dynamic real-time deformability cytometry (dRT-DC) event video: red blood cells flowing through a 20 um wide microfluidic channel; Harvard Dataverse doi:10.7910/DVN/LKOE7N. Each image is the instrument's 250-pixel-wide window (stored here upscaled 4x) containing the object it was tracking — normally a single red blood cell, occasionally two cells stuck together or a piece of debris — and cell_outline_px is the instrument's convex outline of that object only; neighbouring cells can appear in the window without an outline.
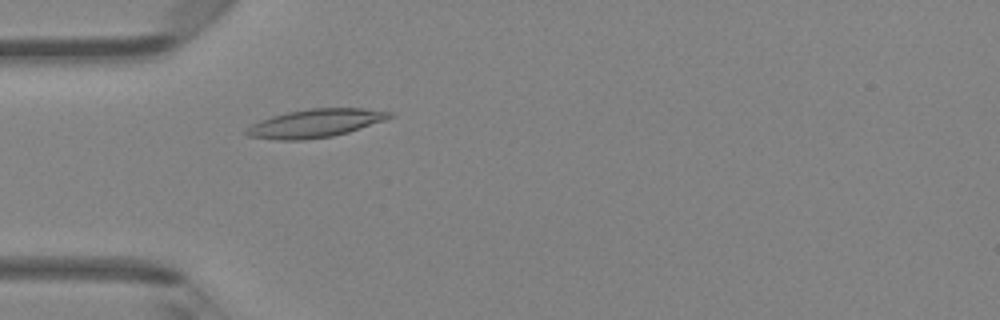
{"species": "Egyptian fruit bat (a non-hibernating species)", "species_latin": "Rousettus aegyptiacus", "temperature_condition": "room temperature", "stored_images_in_passage": 46, "camera_frame_rate_fps": 3000, "um_per_image_px": 0.085, "animal": {"sex": "female"}, "frame": {"image": 1, "passage_image": 13, "time_ms": 4.0, "image_size_px": [1000, 320], "cell_outline_px": [[392, 116], [384, 120], [348, 132], [332, 136], [304, 140], [280, 140], [248, 136], [244, 132], [244, 128], [260, 120], [272, 116], [288, 112], [312, 108], [360, 108], [392, 112]], "centroid_in_image_um": [26.75, 10.48], "position_along_channel_um": 58.3, "area_um2": 23.35}}
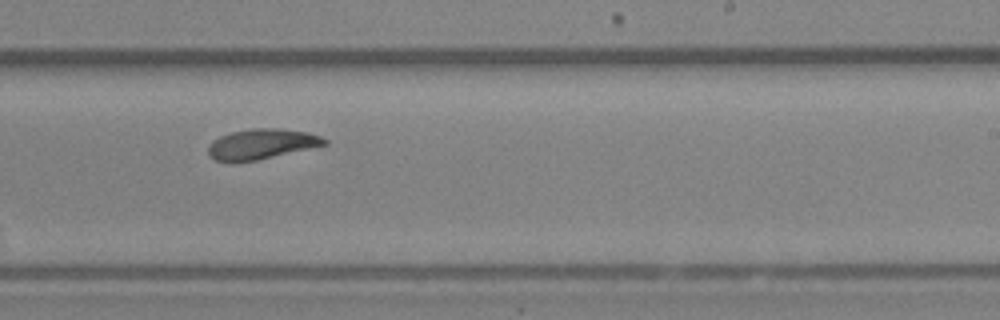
{"frame": {"image": 2, "passage_image": 28, "time_ms": 9.0, "image_size_px": [1000, 320], "cell_outline_px": [[328, 144], [256, 160], [216, 160], [208, 156], [208, 148], [212, 140], [220, 136], [232, 132], [252, 128], [276, 128], [308, 132], [320, 136], [328, 140]], "centroid_in_image_um": [22.25, 12.22], "position_along_channel_um": 266.8, "area_um2": 20.06}}
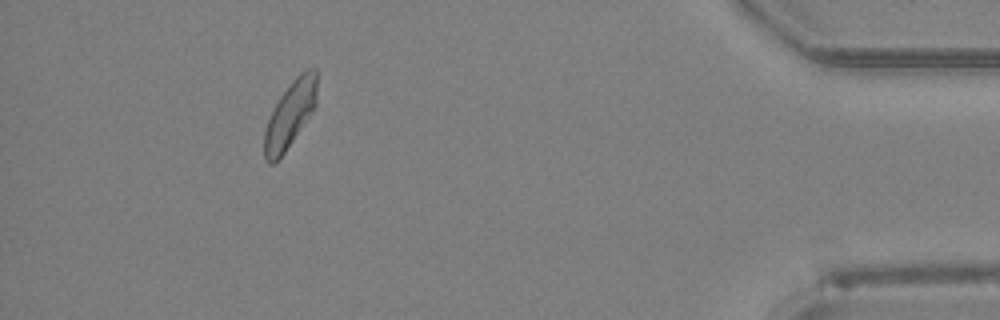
{"frame": {"image": 3, "passage_image": 42, "time_ms": 13.667, "image_size_px": [1000, 320], "cell_outline_px": [[316, 104], [312, 112], [284, 152], [272, 164], [268, 164], [264, 160], [264, 132], [268, 120], [280, 96], [292, 80], [300, 72], [308, 68], [316, 68]], "centroid_in_image_um": [24.65, 9.71], "position_along_channel_um": 410.6, "area_um2": 19.94}, "authors_computed_cell_mechanics": {"area_um2": 21.0103, "velocity_mm_per_s": 4.2762, "shape_relaxation_time_tau1_ms": 6.1695, "shape_relaxation_time_tau2_ms": 8.4683, "deformation_change_tau1": 0.1478, "deformation_change_tau2": 0.1414}}